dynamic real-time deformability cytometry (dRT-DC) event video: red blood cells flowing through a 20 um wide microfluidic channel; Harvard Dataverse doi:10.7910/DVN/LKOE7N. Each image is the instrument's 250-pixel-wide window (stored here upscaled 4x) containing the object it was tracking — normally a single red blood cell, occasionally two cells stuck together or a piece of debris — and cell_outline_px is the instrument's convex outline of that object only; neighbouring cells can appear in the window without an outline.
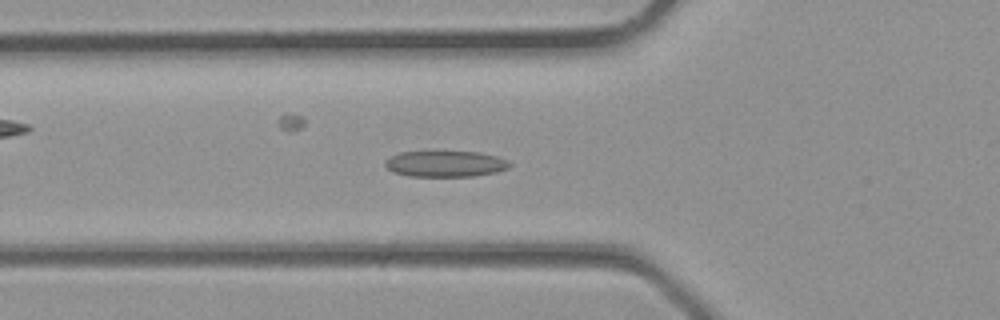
{"species": "common noctule bat (a hibernating species)", "species_latin": "Nyctalus noctula", "temperature_condition": "room temperature", "stored_images_in_passage": 35, "camera_frame_rate_fps": 3000, "um_per_image_px": 0.085, "animal": {"sex": "male", "body_mass_g": 23.1, "forearm_length_mm": 52.7}, "frame": {"image": 1, "passage_image": 12, "time_ms": 3.667, "image_size_px": [1000, 320], "cell_outline_px": [[512, 164], [508, 168], [496, 172], [472, 176], [408, 176], [392, 172], [384, 164], [384, 160], [400, 152], [480, 152], [496, 156], [508, 160]], "centroid_in_image_um": [37.86, 13.93], "position_along_channel_um": 87.9, "area_um2": 18.84}}
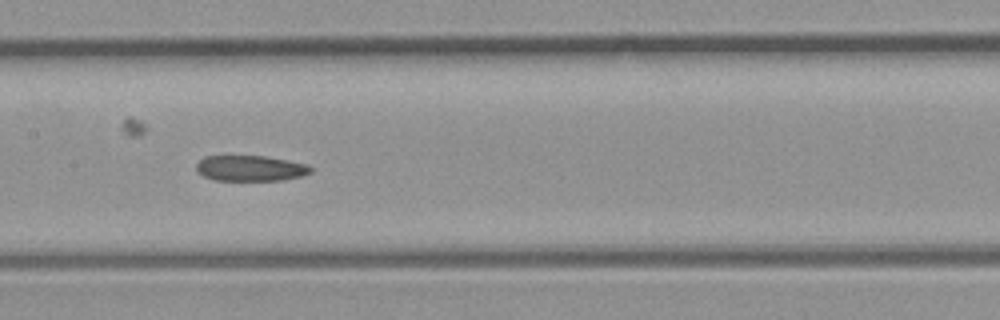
{"frame": {"image": 2, "passage_image": 17, "time_ms": 5.333, "image_size_px": [1000, 320], "cell_outline_px": [[312, 172], [300, 176], [280, 180], [216, 180], [204, 176], [196, 172], [196, 164], [204, 156], [264, 156], [288, 160], [308, 164], [312, 168]], "centroid_in_image_um": [21.27, 14.29], "position_along_channel_um": 186.1, "area_um2": 17.05}}
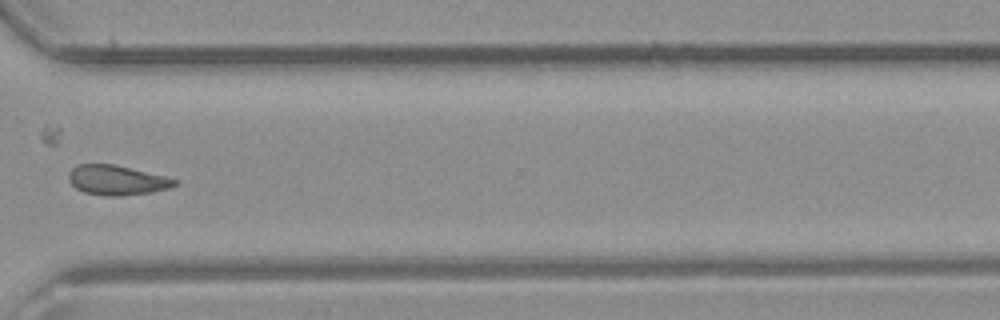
{"frame": {"image": 3, "passage_image": 26, "time_ms": 8.333, "image_size_px": [1000, 320], "cell_outline_px": [[180, 180], [176, 184], [168, 188], [148, 192], [120, 196], [104, 196], [84, 192], [76, 188], [68, 180], [68, 172], [76, 164], [116, 164]], "centroid_in_image_um": [9.89, 15.3], "position_along_channel_um": 360.7, "area_um2": 18.38}}